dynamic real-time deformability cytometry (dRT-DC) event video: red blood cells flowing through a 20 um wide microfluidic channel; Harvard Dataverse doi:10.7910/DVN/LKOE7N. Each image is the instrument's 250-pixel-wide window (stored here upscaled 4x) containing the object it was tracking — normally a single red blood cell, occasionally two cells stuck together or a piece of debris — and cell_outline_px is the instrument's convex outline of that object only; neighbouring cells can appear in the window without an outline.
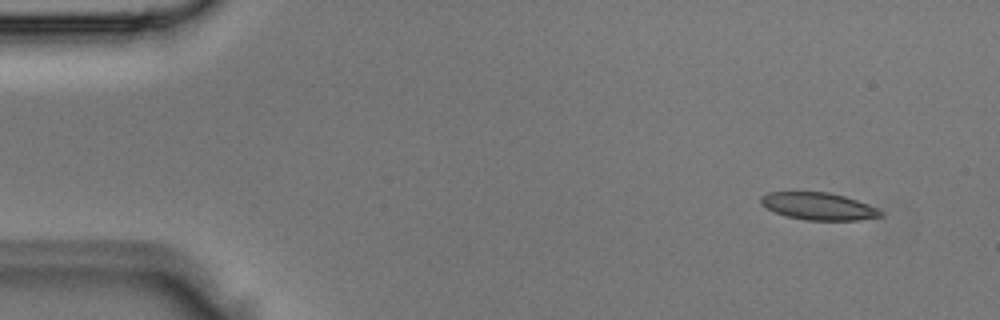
{"species": "Egyptian fruit bat (a non-hibernating species)", "species_latin": "Rousettus aegyptiacus", "temperature_condition": "room temperature", "stored_images_in_passage": 3, "camera_frame_rate_fps": 3000, "um_per_image_px": 0.085, "animal": {"sex": "male"}, "frame": {"image": 1, "passage_image": 1, "time_ms": 0.0, "image_size_px": [1000, 320], "cell_outline_px": [[884, 216], [860, 220], [804, 220], [788, 216], [776, 212], [760, 204], [760, 196], [768, 192], [828, 192], [844, 196], [868, 204], [884, 212]], "centroid_in_image_um": [69.59, 17.53], "position_along_channel_um": 15.4, "area_um2": 19.02}}